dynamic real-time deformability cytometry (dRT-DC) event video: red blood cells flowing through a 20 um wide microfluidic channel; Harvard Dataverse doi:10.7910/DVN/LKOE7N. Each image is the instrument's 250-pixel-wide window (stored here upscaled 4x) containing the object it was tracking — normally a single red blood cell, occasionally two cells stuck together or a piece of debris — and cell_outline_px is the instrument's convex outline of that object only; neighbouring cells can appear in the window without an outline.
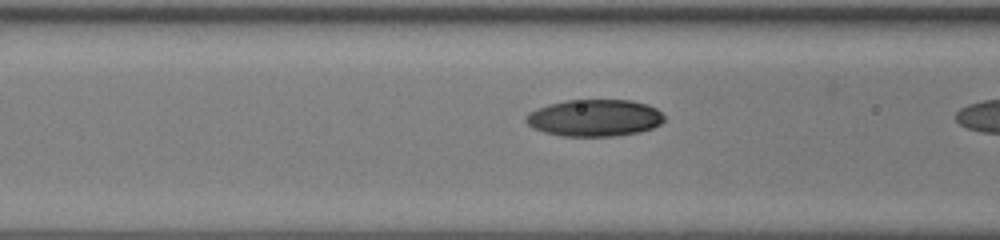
{"species": "human", "species_latin": "Homo sapiens", "temperature_condition": "room temperature", "stored_images_in_passage": 20, "camera_frame_rate_fps": 3000, "um_per_image_px": 0.085, "donor": {"sex": "female"}, "frame": {"image": 1, "passage_image": 15, "time_ms": 4.667, "image_size_px": [1000, 240], "cell_outline_px": [[664, 120], [660, 124], [652, 128], [640, 132], [612, 136], [560, 136], [544, 132], [532, 128], [524, 120], [524, 116], [528, 112], [536, 108], [548, 104], [564, 100], [632, 100], [648, 104], [656, 108], [664, 116]], "centroid_in_image_um": [50.5, 10.01], "position_along_channel_um": 116.1, "area_um2": 30.06}}
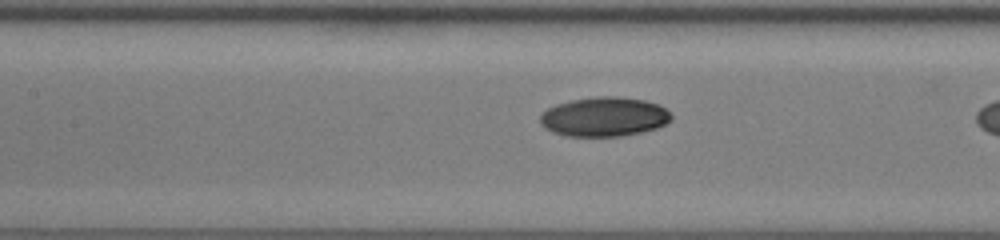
{"frame": {"image": 2, "passage_image": 18, "time_ms": 5.667, "image_size_px": [1000, 240], "cell_outline_px": [[672, 120], [656, 128], [640, 132], [620, 136], [564, 136], [552, 132], [544, 128], [540, 124], [540, 112], [556, 104], [572, 100], [600, 96], [612, 96], [644, 100], [656, 104], [664, 108], [672, 116]], "centroid_in_image_um": [51.3, 9.93], "position_along_channel_um": 156.1, "area_um2": 30.0}}